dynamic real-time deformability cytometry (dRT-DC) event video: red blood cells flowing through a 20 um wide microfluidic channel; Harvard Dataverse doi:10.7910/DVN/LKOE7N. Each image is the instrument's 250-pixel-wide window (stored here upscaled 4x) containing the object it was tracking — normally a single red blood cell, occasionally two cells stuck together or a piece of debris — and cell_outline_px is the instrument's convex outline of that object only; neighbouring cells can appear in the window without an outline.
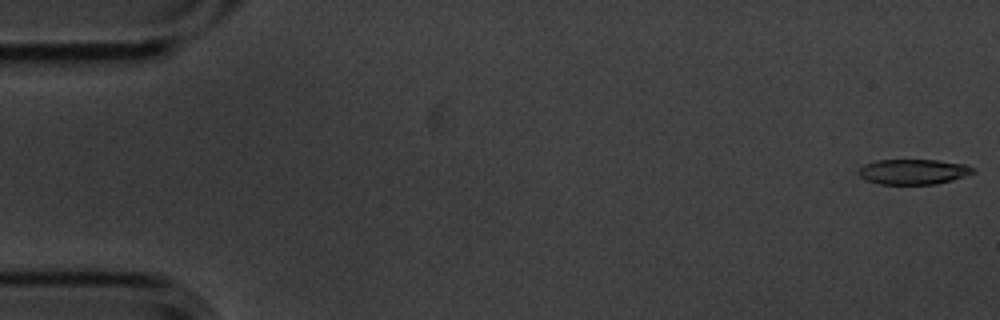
{"species": "common noctule bat (a hibernating species)", "species_latin": "Nyctalus noctula", "temperature_condition": "cold", "stored_images_in_passage": 6, "camera_frame_rate_fps": 3000, "um_per_image_px": 0.085, "animal": {"sex": "male", "body_mass_g": 20.1, "forearm_length_mm": 53.5}, "frame": {"image": 1, "passage_image": 1, "time_ms": 0.0, "image_size_px": [1000, 320], "cell_outline_px": [[976, 172], [952, 180], [936, 184], [880, 184], [868, 180], [860, 176], [856, 172], [864, 164], [876, 160], [936, 160], [968, 164]], "centroid_in_image_um": [77.63, 14.59], "position_along_channel_um": 7.4, "area_um2": 16.82}}
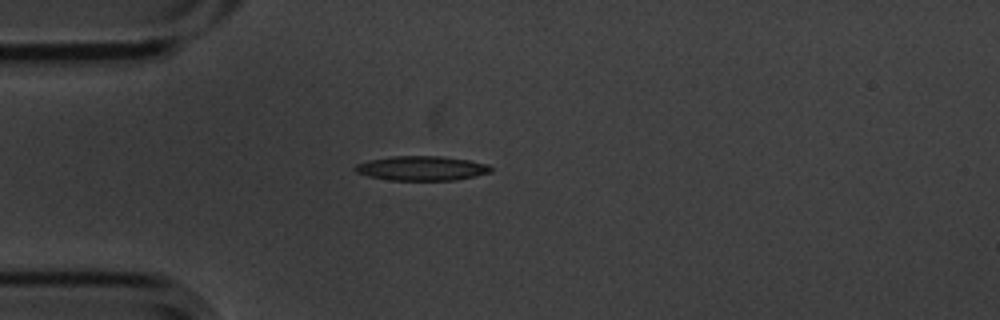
{"frame": {"image": 2, "passage_image": 5, "time_ms": 1.333, "image_size_px": [1000, 320], "cell_outline_px": [[492, 172], [476, 176], [452, 180], [392, 180], [368, 176], [356, 172], [352, 168], [356, 164], [368, 160], [392, 156], [440, 156], [468, 160], [488, 164], [492, 168]], "centroid_in_image_um": [35.83, 14.3], "position_along_channel_um": 49.2, "area_um2": 19.36}}